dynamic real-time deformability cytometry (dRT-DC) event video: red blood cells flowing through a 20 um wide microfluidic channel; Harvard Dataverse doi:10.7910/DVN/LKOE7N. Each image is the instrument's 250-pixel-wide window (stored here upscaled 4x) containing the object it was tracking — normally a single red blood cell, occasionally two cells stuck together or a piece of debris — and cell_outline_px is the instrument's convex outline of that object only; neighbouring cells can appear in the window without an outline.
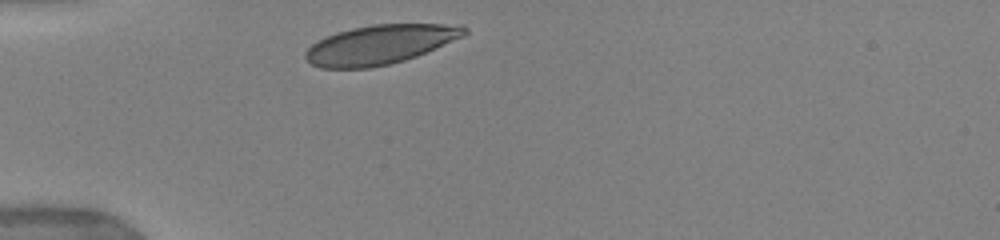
{"species": "human", "species_latin": "Homo sapiens", "temperature_condition": "warm", "stored_images_in_passage": 2, "camera_frame_rate_fps": 3000, "um_per_image_px": 0.085, "donor": {"sex": "female"}, "frame": {"image": 1, "passage_image": 1, "time_ms": 0.0, "image_size_px": [1000, 240], "cell_outline_px": [[468, 32], [464, 36], [416, 56], [404, 60], [388, 64], [368, 68], [320, 68], [312, 64], [304, 56], [304, 52], [312, 44], [328, 36], [352, 28], [372, 24], [464, 24], [468, 28]], "centroid_in_image_um": [32.34, 3.78], "position_along_channel_um": 52.7, "area_um2": 36.13}}